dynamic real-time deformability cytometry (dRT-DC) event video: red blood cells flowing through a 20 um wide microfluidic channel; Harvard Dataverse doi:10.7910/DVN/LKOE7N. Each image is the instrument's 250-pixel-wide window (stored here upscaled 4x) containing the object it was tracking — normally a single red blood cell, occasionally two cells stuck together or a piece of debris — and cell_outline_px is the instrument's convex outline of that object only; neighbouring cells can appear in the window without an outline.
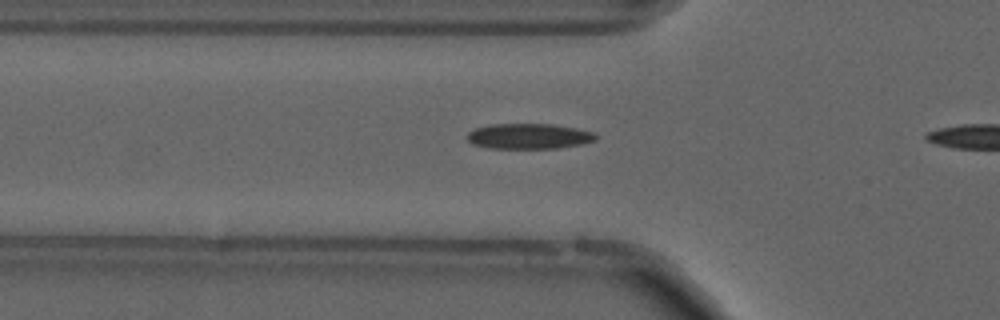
{"species": "common noctule bat (a hibernating species)", "species_latin": "Nyctalus noctula", "temperature_condition": "cold", "stored_images_in_passage": 13, "camera_frame_rate_fps": 3000, "um_per_image_px": 0.085, "animal": {"sex": "male", "forearm_length_mm": 52.5}, "frame": {"image": 1, "passage_image": 11, "time_ms": 3.333, "image_size_px": [1000, 320], "cell_outline_px": [[600, 136], [596, 140], [584, 144], [556, 148], [488, 148], [472, 144], [468, 140], [468, 132], [476, 128], [492, 124], [552, 124], [576, 128], [592, 132]], "centroid_in_image_um": [44.99, 11.58], "position_along_channel_um": 80.8, "area_um2": 19.07}}